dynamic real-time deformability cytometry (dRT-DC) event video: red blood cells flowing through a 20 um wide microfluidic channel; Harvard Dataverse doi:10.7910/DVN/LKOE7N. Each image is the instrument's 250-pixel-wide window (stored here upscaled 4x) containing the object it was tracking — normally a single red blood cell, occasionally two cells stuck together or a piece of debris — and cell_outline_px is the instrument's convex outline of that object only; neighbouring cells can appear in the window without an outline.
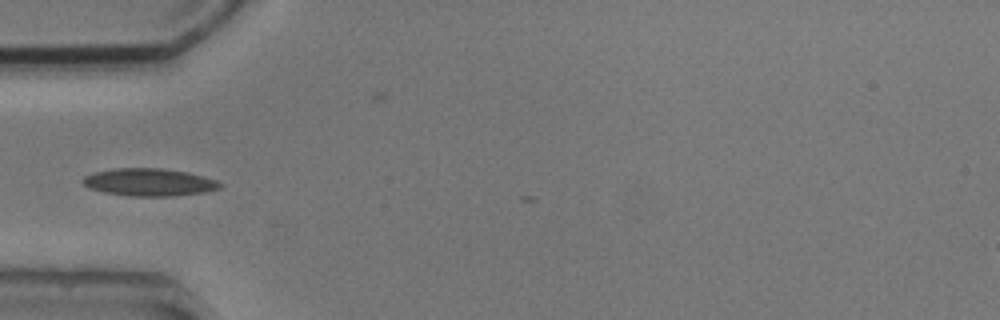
{"species": "common noctule bat (a hibernating species)", "species_latin": "Nyctalus noctula", "temperature_condition": "cold", "stored_images_in_passage": 4, "camera_frame_rate_fps": 3000, "um_per_image_px": 0.085, "animal": {"sex": "male", "body_mass_g": 20.5, "forearm_length_mm": 52.5}, "frame": {"image": 1, "passage_image": 4, "time_ms": 3.667, "image_size_px": [1000, 320], "cell_outline_px": [[224, 184], [220, 188], [204, 192], [172, 196], [128, 196], [104, 192], [88, 188], [80, 180], [84, 176], [92, 172], [116, 168], [160, 168], [188, 172], [204, 176], [216, 180]], "centroid_in_image_um": [12.66, 15.48], "position_along_channel_um": 72.3, "area_um2": 22.2}}